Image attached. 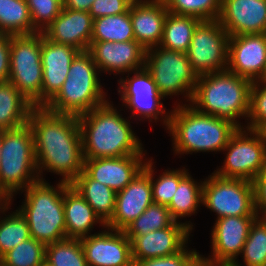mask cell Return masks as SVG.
<instances>
[{
    "mask_svg": "<svg viewBox=\"0 0 266 266\" xmlns=\"http://www.w3.org/2000/svg\"><path fill=\"white\" fill-rule=\"evenodd\" d=\"M190 221L174 222L172 225L131 239L133 261L167 257L180 252L192 235Z\"/></svg>",
    "mask_w": 266,
    "mask_h": 266,
    "instance_id": "17",
    "label": "cell"
},
{
    "mask_svg": "<svg viewBox=\"0 0 266 266\" xmlns=\"http://www.w3.org/2000/svg\"><path fill=\"white\" fill-rule=\"evenodd\" d=\"M169 13L192 16L201 21L216 20L221 13L222 0H163Z\"/></svg>",
    "mask_w": 266,
    "mask_h": 266,
    "instance_id": "37",
    "label": "cell"
},
{
    "mask_svg": "<svg viewBox=\"0 0 266 266\" xmlns=\"http://www.w3.org/2000/svg\"><path fill=\"white\" fill-rule=\"evenodd\" d=\"M70 185L80 193L105 225L111 220L115 211L114 190L91 179L84 171Z\"/></svg>",
    "mask_w": 266,
    "mask_h": 266,
    "instance_id": "26",
    "label": "cell"
},
{
    "mask_svg": "<svg viewBox=\"0 0 266 266\" xmlns=\"http://www.w3.org/2000/svg\"><path fill=\"white\" fill-rule=\"evenodd\" d=\"M178 102L171 109L166 131L172 136L173 153L182 156L222 152L239 127L229 120L201 113L186 102Z\"/></svg>",
    "mask_w": 266,
    "mask_h": 266,
    "instance_id": "3",
    "label": "cell"
},
{
    "mask_svg": "<svg viewBox=\"0 0 266 266\" xmlns=\"http://www.w3.org/2000/svg\"><path fill=\"white\" fill-rule=\"evenodd\" d=\"M258 82L266 85V67H265L264 73L262 74Z\"/></svg>",
    "mask_w": 266,
    "mask_h": 266,
    "instance_id": "47",
    "label": "cell"
},
{
    "mask_svg": "<svg viewBox=\"0 0 266 266\" xmlns=\"http://www.w3.org/2000/svg\"><path fill=\"white\" fill-rule=\"evenodd\" d=\"M145 68L164 97L182 95L190 104L197 84L198 76L192 70L190 61L184 52L169 50L161 46L146 50Z\"/></svg>",
    "mask_w": 266,
    "mask_h": 266,
    "instance_id": "8",
    "label": "cell"
},
{
    "mask_svg": "<svg viewBox=\"0 0 266 266\" xmlns=\"http://www.w3.org/2000/svg\"><path fill=\"white\" fill-rule=\"evenodd\" d=\"M63 208L66 238L81 239L91 235L96 224L102 227L101 230L106 226L92 207L71 185L64 190Z\"/></svg>",
    "mask_w": 266,
    "mask_h": 266,
    "instance_id": "25",
    "label": "cell"
},
{
    "mask_svg": "<svg viewBox=\"0 0 266 266\" xmlns=\"http://www.w3.org/2000/svg\"><path fill=\"white\" fill-rule=\"evenodd\" d=\"M257 216H227L211 229V255H200L201 266H232L241 255L251 224Z\"/></svg>",
    "mask_w": 266,
    "mask_h": 266,
    "instance_id": "14",
    "label": "cell"
},
{
    "mask_svg": "<svg viewBox=\"0 0 266 266\" xmlns=\"http://www.w3.org/2000/svg\"><path fill=\"white\" fill-rule=\"evenodd\" d=\"M229 38L218 19L196 26L186 55L197 76L227 70Z\"/></svg>",
    "mask_w": 266,
    "mask_h": 266,
    "instance_id": "13",
    "label": "cell"
},
{
    "mask_svg": "<svg viewBox=\"0 0 266 266\" xmlns=\"http://www.w3.org/2000/svg\"><path fill=\"white\" fill-rule=\"evenodd\" d=\"M266 67V33L243 34L229 38L227 70L258 81Z\"/></svg>",
    "mask_w": 266,
    "mask_h": 266,
    "instance_id": "19",
    "label": "cell"
},
{
    "mask_svg": "<svg viewBox=\"0 0 266 266\" xmlns=\"http://www.w3.org/2000/svg\"><path fill=\"white\" fill-rule=\"evenodd\" d=\"M39 180L30 125L1 131L0 200L13 202V196Z\"/></svg>",
    "mask_w": 266,
    "mask_h": 266,
    "instance_id": "7",
    "label": "cell"
},
{
    "mask_svg": "<svg viewBox=\"0 0 266 266\" xmlns=\"http://www.w3.org/2000/svg\"><path fill=\"white\" fill-rule=\"evenodd\" d=\"M88 266H133L131 240L123 231L105 226L81 238Z\"/></svg>",
    "mask_w": 266,
    "mask_h": 266,
    "instance_id": "16",
    "label": "cell"
},
{
    "mask_svg": "<svg viewBox=\"0 0 266 266\" xmlns=\"http://www.w3.org/2000/svg\"><path fill=\"white\" fill-rule=\"evenodd\" d=\"M174 222L167 206L153 203L123 232L131 240L134 236H143L149 232L164 229Z\"/></svg>",
    "mask_w": 266,
    "mask_h": 266,
    "instance_id": "33",
    "label": "cell"
},
{
    "mask_svg": "<svg viewBox=\"0 0 266 266\" xmlns=\"http://www.w3.org/2000/svg\"><path fill=\"white\" fill-rule=\"evenodd\" d=\"M8 80L34 107H41V32L11 35Z\"/></svg>",
    "mask_w": 266,
    "mask_h": 266,
    "instance_id": "9",
    "label": "cell"
},
{
    "mask_svg": "<svg viewBox=\"0 0 266 266\" xmlns=\"http://www.w3.org/2000/svg\"><path fill=\"white\" fill-rule=\"evenodd\" d=\"M11 35H0V82L8 81L10 73Z\"/></svg>",
    "mask_w": 266,
    "mask_h": 266,
    "instance_id": "43",
    "label": "cell"
},
{
    "mask_svg": "<svg viewBox=\"0 0 266 266\" xmlns=\"http://www.w3.org/2000/svg\"><path fill=\"white\" fill-rule=\"evenodd\" d=\"M126 74L117 80L119 84L117 90L118 95L121 96V106H125L126 110L129 109L128 112L132 114L129 118L139 119L138 121L142 122L148 120L150 123L153 120L155 123L159 120L167 131L171 111H166L162 102L165 98L157 89L151 73L143 67Z\"/></svg>",
    "mask_w": 266,
    "mask_h": 266,
    "instance_id": "11",
    "label": "cell"
},
{
    "mask_svg": "<svg viewBox=\"0 0 266 266\" xmlns=\"http://www.w3.org/2000/svg\"><path fill=\"white\" fill-rule=\"evenodd\" d=\"M186 245L180 252L167 256L133 261V266H201L199 252Z\"/></svg>",
    "mask_w": 266,
    "mask_h": 266,
    "instance_id": "41",
    "label": "cell"
},
{
    "mask_svg": "<svg viewBox=\"0 0 266 266\" xmlns=\"http://www.w3.org/2000/svg\"><path fill=\"white\" fill-rule=\"evenodd\" d=\"M222 152L226 154L223 165L213 172L252 182L266 167V132L238 128Z\"/></svg>",
    "mask_w": 266,
    "mask_h": 266,
    "instance_id": "10",
    "label": "cell"
},
{
    "mask_svg": "<svg viewBox=\"0 0 266 266\" xmlns=\"http://www.w3.org/2000/svg\"><path fill=\"white\" fill-rule=\"evenodd\" d=\"M257 218L266 225V207H263L258 213Z\"/></svg>",
    "mask_w": 266,
    "mask_h": 266,
    "instance_id": "46",
    "label": "cell"
},
{
    "mask_svg": "<svg viewBox=\"0 0 266 266\" xmlns=\"http://www.w3.org/2000/svg\"><path fill=\"white\" fill-rule=\"evenodd\" d=\"M246 122L245 128L266 132V85L258 81L251 84Z\"/></svg>",
    "mask_w": 266,
    "mask_h": 266,
    "instance_id": "39",
    "label": "cell"
},
{
    "mask_svg": "<svg viewBox=\"0 0 266 266\" xmlns=\"http://www.w3.org/2000/svg\"><path fill=\"white\" fill-rule=\"evenodd\" d=\"M95 0H63V8L88 12Z\"/></svg>",
    "mask_w": 266,
    "mask_h": 266,
    "instance_id": "45",
    "label": "cell"
},
{
    "mask_svg": "<svg viewBox=\"0 0 266 266\" xmlns=\"http://www.w3.org/2000/svg\"><path fill=\"white\" fill-rule=\"evenodd\" d=\"M28 124L33 132L40 180H45L43 171H46L61 176L60 181L71 184L83 171L85 160L78 116L34 107Z\"/></svg>",
    "mask_w": 266,
    "mask_h": 266,
    "instance_id": "1",
    "label": "cell"
},
{
    "mask_svg": "<svg viewBox=\"0 0 266 266\" xmlns=\"http://www.w3.org/2000/svg\"><path fill=\"white\" fill-rule=\"evenodd\" d=\"M0 158H1V130H0Z\"/></svg>",
    "mask_w": 266,
    "mask_h": 266,
    "instance_id": "49",
    "label": "cell"
},
{
    "mask_svg": "<svg viewBox=\"0 0 266 266\" xmlns=\"http://www.w3.org/2000/svg\"><path fill=\"white\" fill-rule=\"evenodd\" d=\"M12 204L10 201L0 202V258L18 244L31 238L27 220L19 210L8 212L12 209L10 208Z\"/></svg>",
    "mask_w": 266,
    "mask_h": 266,
    "instance_id": "29",
    "label": "cell"
},
{
    "mask_svg": "<svg viewBox=\"0 0 266 266\" xmlns=\"http://www.w3.org/2000/svg\"><path fill=\"white\" fill-rule=\"evenodd\" d=\"M203 182L193 179L188 173L178 185L170 204L167 206L172 218L176 222H181L186 217L195 216L202 206V186ZM185 217V218H184ZM182 218V219H181ZM181 219V220H179Z\"/></svg>",
    "mask_w": 266,
    "mask_h": 266,
    "instance_id": "28",
    "label": "cell"
},
{
    "mask_svg": "<svg viewBox=\"0 0 266 266\" xmlns=\"http://www.w3.org/2000/svg\"><path fill=\"white\" fill-rule=\"evenodd\" d=\"M251 84V80L228 70L200 75L190 105L201 113L229 120L244 128L239 120L244 119L246 124Z\"/></svg>",
    "mask_w": 266,
    "mask_h": 266,
    "instance_id": "4",
    "label": "cell"
},
{
    "mask_svg": "<svg viewBox=\"0 0 266 266\" xmlns=\"http://www.w3.org/2000/svg\"><path fill=\"white\" fill-rule=\"evenodd\" d=\"M254 206L258 213L263 207H266V167L257 175L253 181Z\"/></svg>",
    "mask_w": 266,
    "mask_h": 266,
    "instance_id": "44",
    "label": "cell"
},
{
    "mask_svg": "<svg viewBox=\"0 0 266 266\" xmlns=\"http://www.w3.org/2000/svg\"><path fill=\"white\" fill-rule=\"evenodd\" d=\"M218 21L230 37L266 33V0H222Z\"/></svg>",
    "mask_w": 266,
    "mask_h": 266,
    "instance_id": "21",
    "label": "cell"
},
{
    "mask_svg": "<svg viewBox=\"0 0 266 266\" xmlns=\"http://www.w3.org/2000/svg\"><path fill=\"white\" fill-rule=\"evenodd\" d=\"M146 155L85 159L83 171L115 192L123 190L144 168Z\"/></svg>",
    "mask_w": 266,
    "mask_h": 266,
    "instance_id": "22",
    "label": "cell"
},
{
    "mask_svg": "<svg viewBox=\"0 0 266 266\" xmlns=\"http://www.w3.org/2000/svg\"><path fill=\"white\" fill-rule=\"evenodd\" d=\"M45 261L51 266H88L81 239L74 238L47 244Z\"/></svg>",
    "mask_w": 266,
    "mask_h": 266,
    "instance_id": "35",
    "label": "cell"
},
{
    "mask_svg": "<svg viewBox=\"0 0 266 266\" xmlns=\"http://www.w3.org/2000/svg\"><path fill=\"white\" fill-rule=\"evenodd\" d=\"M129 11L135 41L145 50L159 46L168 13L164 1L134 0Z\"/></svg>",
    "mask_w": 266,
    "mask_h": 266,
    "instance_id": "24",
    "label": "cell"
},
{
    "mask_svg": "<svg viewBox=\"0 0 266 266\" xmlns=\"http://www.w3.org/2000/svg\"><path fill=\"white\" fill-rule=\"evenodd\" d=\"M40 266H51L48 262L44 261Z\"/></svg>",
    "mask_w": 266,
    "mask_h": 266,
    "instance_id": "48",
    "label": "cell"
},
{
    "mask_svg": "<svg viewBox=\"0 0 266 266\" xmlns=\"http://www.w3.org/2000/svg\"><path fill=\"white\" fill-rule=\"evenodd\" d=\"M200 22L201 20L192 16L175 15L168 12L159 46L186 53L194 30Z\"/></svg>",
    "mask_w": 266,
    "mask_h": 266,
    "instance_id": "30",
    "label": "cell"
},
{
    "mask_svg": "<svg viewBox=\"0 0 266 266\" xmlns=\"http://www.w3.org/2000/svg\"><path fill=\"white\" fill-rule=\"evenodd\" d=\"M117 108L108 100L78 117L84 159L146 155L131 119Z\"/></svg>",
    "mask_w": 266,
    "mask_h": 266,
    "instance_id": "2",
    "label": "cell"
},
{
    "mask_svg": "<svg viewBox=\"0 0 266 266\" xmlns=\"http://www.w3.org/2000/svg\"><path fill=\"white\" fill-rule=\"evenodd\" d=\"M240 257L243 264L236 261L232 266H266V225L258 218L251 224Z\"/></svg>",
    "mask_w": 266,
    "mask_h": 266,
    "instance_id": "36",
    "label": "cell"
},
{
    "mask_svg": "<svg viewBox=\"0 0 266 266\" xmlns=\"http://www.w3.org/2000/svg\"><path fill=\"white\" fill-rule=\"evenodd\" d=\"M100 73L123 75L145 67L146 50L135 40L91 42L87 50Z\"/></svg>",
    "mask_w": 266,
    "mask_h": 266,
    "instance_id": "18",
    "label": "cell"
},
{
    "mask_svg": "<svg viewBox=\"0 0 266 266\" xmlns=\"http://www.w3.org/2000/svg\"><path fill=\"white\" fill-rule=\"evenodd\" d=\"M203 180L202 207L216 213V219L227 216H257L251 181L223 178L214 172Z\"/></svg>",
    "mask_w": 266,
    "mask_h": 266,
    "instance_id": "12",
    "label": "cell"
},
{
    "mask_svg": "<svg viewBox=\"0 0 266 266\" xmlns=\"http://www.w3.org/2000/svg\"><path fill=\"white\" fill-rule=\"evenodd\" d=\"M80 50L70 45L46 39L41 33V64L43 82L41 86V107H44L61 89L72 61Z\"/></svg>",
    "mask_w": 266,
    "mask_h": 266,
    "instance_id": "20",
    "label": "cell"
},
{
    "mask_svg": "<svg viewBox=\"0 0 266 266\" xmlns=\"http://www.w3.org/2000/svg\"><path fill=\"white\" fill-rule=\"evenodd\" d=\"M46 245L29 238L0 258L2 266H40L45 261Z\"/></svg>",
    "mask_w": 266,
    "mask_h": 266,
    "instance_id": "38",
    "label": "cell"
},
{
    "mask_svg": "<svg viewBox=\"0 0 266 266\" xmlns=\"http://www.w3.org/2000/svg\"><path fill=\"white\" fill-rule=\"evenodd\" d=\"M93 21L89 12L63 8L42 34L50 41L87 51L91 43Z\"/></svg>",
    "mask_w": 266,
    "mask_h": 266,
    "instance_id": "23",
    "label": "cell"
},
{
    "mask_svg": "<svg viewBox=\"0 0 266 266\" xmlns=\"http://www.w3.org/2000/svg\"><path fill=\"white\" fill-rule=\"evenodd\" d=\"M99 72L88 51H80L71 63L58 93L44 106L52 113L81 116L109 99Z\"/></svg>",
    "mask_w": 266,
    "mask_h": 266,
    "instance_id": "5",
    "label": "cell"
},
{
    "mask_svg": "<svg viewBox=\"0 0 266 266\" xmlns=\"http://www.w3.org/2000/svg\"><path fill=\"white\" fill-rule=\"evenodd\" d=\"M134 0H95L89 14L93 19L126 13Z\"/></svg>",
    "mask_w": 266,
    "mask_h": 266,
    "instance_id": "42",
    "label": "cell"
},
{
    "mask_svg": "<svg viewBox=\"0 0 266 266\" xmlns=\"http://www.w3.org/2000/svg\"><path fill=\"white\" fill-rule=\"evenodd\" d=\"M34 106L8 80L0 82V130L18 128L28 123Z\"/></svg>",
    "mask_w": 266,
    "mask_h": 266,
    "instance_id": "27",
    "label": "cell"
},
{
    "mask_svg": "<svg viewBox=\"0 0 266 266\" xmlns=\"http://www.w3.org/2000/svg\"><path fill=\"white\" fill-rule=\"evenodd\" d=\"M37 32L25 0H0V34L27 35Z\"/></svg>",
    "mask_w": 266,
    "mask_h": 266,
    "instance_id": "31",
    "label": "cell"
},
{
    "mask_svg": "<svg viewBox=\"0 0 266 266\" xmlns=\"http://www.w3.org/2000/svg\"><path fill=\"white\" fill-rule=\"evenodd\" d=\"M69 183L59 181L56 186L39 180L24 189L19 212L25 217L30 235L45 245L66 238L64 190Z\"/></svg>",
    "mask_w": 266,
    "mask_h": 266,
    "instance_id": "6",
    "label": "cell"
},
{
    "mask_svg": "<svg viewBox=\"0 0 266 266\" xmlns=\"http://www.w3.org/2000/svg\"><path fill=\"white\" fill-rule=\"evenodd\" d=\"M153 158L150 159V180L152 188V198L155 204L168 206L174 193L176 192L179 182L189 173L186 167L176 169H165L163 173L157 176L154 172L155 165ZM155 175V176H154ZM157 176V178H155Z\"/></svg>",
    "mask_w": 266,
    "mask_h": 266,
    "instance_id": "34",
    "label": "cell"
},
{
    "mask_svg": "<svg viewBox=\"0 0 266 266\" xmlns=\"http://www.w3.org/2000/svg\"><path fill=\"white\" fill-rule=\"evenodd\" d=\"M135 40L130 11L94 19L91 42H128Z\"/></svg>",
    "mask_w": 266,
    "mask_h": 266,
    "instance_id": "32",
    "label": "cell"
},
{
    "mask_svg": "<svg viewBox=\"0 0 266 266\" xmlns=\"http://www.w3.org/2000/svg\"><path fill=\"white\" fill-rule=\"evenodd\" d=\"M30 10L33 27L41 32L47 28L63 10V0H25Z\"/></svg>",
    "mask_w": 266,
    "mask_h": 266,
    "instance_id": "40",
    "label": "cell"
},
{
    "mask_svg": "<svg viewBox=\"0 0 266 266\" xmlns=\"http://www.w3.org/2000/svg\"><path fill=\"white\" fill-rule=\"evenodd\" d=\"M150 158L144 168L121 191L116 192L115 211L106 227L123 231L153 204L150 180Z\"/></svg>",
    "mask_w": 266,
    "mask_h": 266,
    "instance_id": "15",
    "label": "cell"
}]
</instances>
